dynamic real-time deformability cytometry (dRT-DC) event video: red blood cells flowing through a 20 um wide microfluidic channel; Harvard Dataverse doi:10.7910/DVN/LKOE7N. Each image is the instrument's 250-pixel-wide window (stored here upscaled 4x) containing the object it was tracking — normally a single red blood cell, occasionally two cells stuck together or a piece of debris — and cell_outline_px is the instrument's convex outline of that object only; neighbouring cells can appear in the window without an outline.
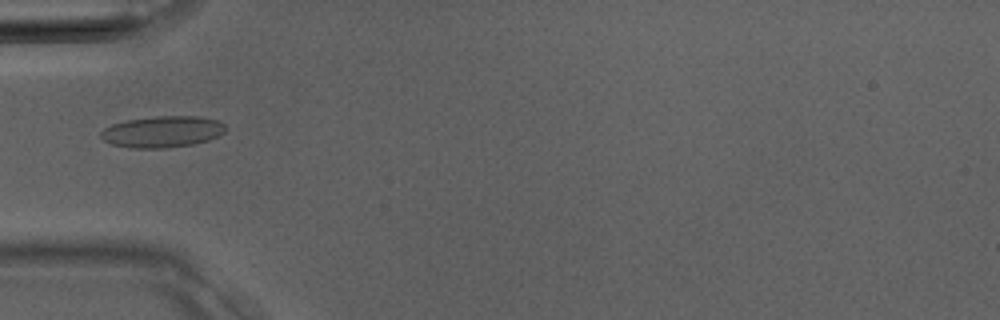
{"species": "Egyptian fruit bat (a non-hibernating species)", "species_latin": "Rousettus aegyptiacus", "temperature_condition": "room temperature", "stored_images_in_passage": 29, "camera_frame_rate_fps": 3000, "um_per_image_px": 0.085, "animal": {"sex": "male"}, "frame": {"image": 1, "passage_image": 4, "time_ms": 1.0, "image_size_px": [1000, 320], "cell_outline_px": [[228, 128], [220, 136], [208, 140], [192, 144], [164, 148], [136, 148], [112, 144], [104, 140], [100, 136], [100, 132], [104, 128], [112, 124], [128, 120], [156, 116], [196, 116], [220, 120]], "centroid_in_image_um": [13.85, 11.19], "position_along_channel_um": 71.2, "area_um2": 22.83}}
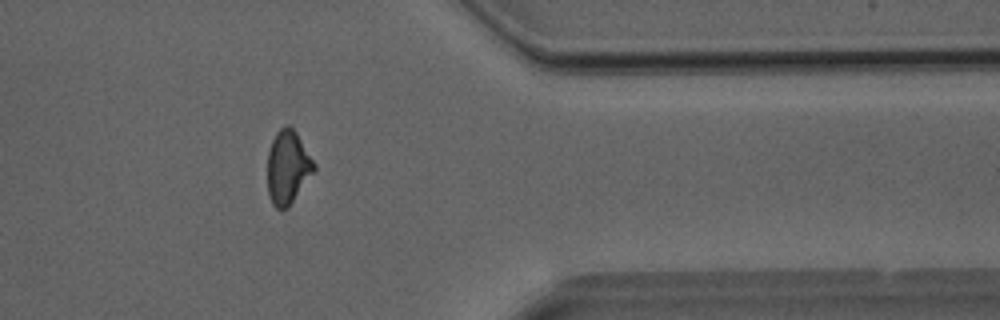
{"frame": {"image": 2, "passage_image": 22, "time_ms": 7.0, "image_size_px": [1000, 320], "cell_outline_px": [[316, 168], [288, 208], [276, 208], [272, 204], [268, 196], [268, 152], [272, 140], [276, 132], [284, 124], [288, 124], [296, 132], [316, 164]], "centroid_in_image_um": [24.45, 14.2], "position_along_channel_um": 386.9, "area_um2": 19.88}}
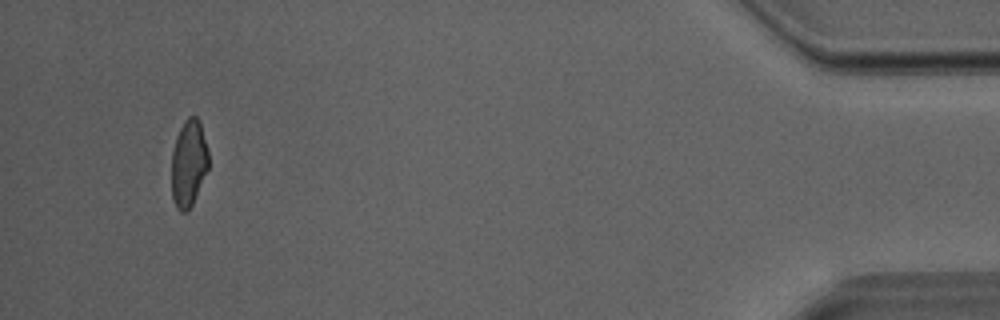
{"frame": {"image": 3, "passage_image": 27, "time_ms": 8.667, "image_size_px": [1000, 320], "cell_outline_px": [[208, 168], [192, 204], [184, 212], [180, 212], [176, 208], [172, 196], [172, 152], [176, 136], [184, 120], [188, 116], [196, 116], [200, 120], [208, 148]], "centroid_in_image_um": [16.04, 13.83], "position_along_channel_um": 419.2, "area_um2": 18.73}}